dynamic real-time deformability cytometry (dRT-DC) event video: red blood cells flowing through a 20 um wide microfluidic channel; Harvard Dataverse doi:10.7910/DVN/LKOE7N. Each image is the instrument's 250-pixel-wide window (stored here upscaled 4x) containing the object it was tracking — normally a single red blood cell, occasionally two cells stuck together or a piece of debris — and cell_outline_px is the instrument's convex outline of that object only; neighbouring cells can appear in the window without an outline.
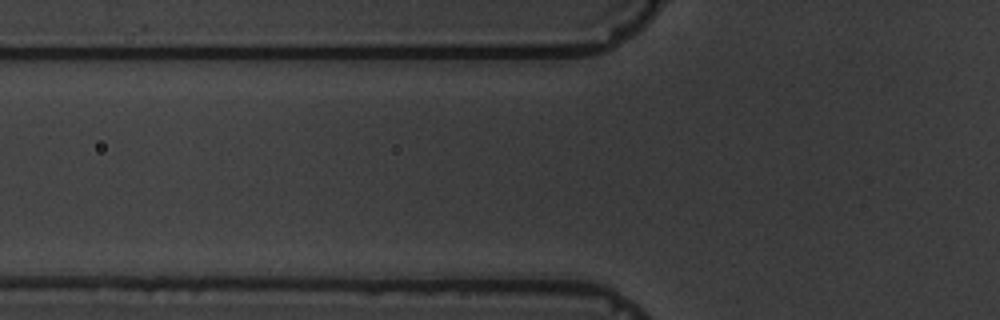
{"species": "common noctule bat (a hibernating species)", "species_latin": "Nyctalus noctula", "temperature_condition": "warm", "stored_images_in_passage": 3, "camera_frame_rate_fps": 3000, "um_per_image_px": 0.085, "animal": {"sex": "male", "body_mass_g": 19.5, "forearm_length_mm": 54.6}, "frame": {"image": 1, "passage_image": 3, "time_ms": 2.333, "image_size_px": [1000, 320], "cell_outline_px": [[564, 236], [508, 240], [368, 240], [348, 232], [352, 228], [376, 224], [480, 220], [548, 228], [564, 232]], "centroid_in_image_um": [38.51, 19.66], "position_along_channel_um": 87.3, "area_um2": 23.87}}